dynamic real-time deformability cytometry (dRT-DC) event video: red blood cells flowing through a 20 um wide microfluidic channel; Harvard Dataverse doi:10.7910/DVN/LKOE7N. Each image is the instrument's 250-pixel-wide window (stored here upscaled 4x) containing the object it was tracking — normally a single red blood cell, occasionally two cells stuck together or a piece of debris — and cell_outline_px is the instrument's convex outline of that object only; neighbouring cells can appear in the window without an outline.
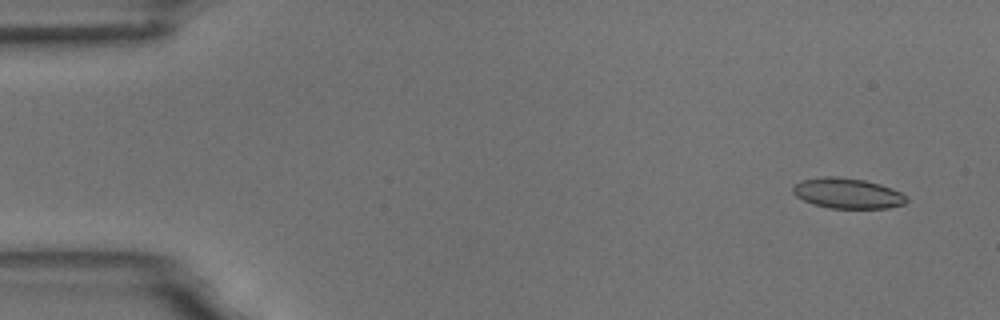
{"species": "common noctule bat (a hibernating species)", "species_latin": "Nyctalus noctula", "temperature_condition": "room temperature", "stored_images_in_passage": 9, "camera_frame_rate_fps": 3000, "um_per_image_px": 0.085, "animal": {"sex": "male", "body_mass_g": 18.8}, "frame": {"image": 1, "passage_image": 1, "time_ms": 0.0, "image_size_px": [1000, 320], "cell_outline_px": [[908, 200], [904, 204], [888, 208], [828, 208], [812, 204], [796, 196], [792, 192], [792, 188], [800, 180], [824, 176], [836, 176], [864, 180], [880, 184], [892, 188], [908, 196]], "centroid_in_image_um": [72.04, 16.43], "position_along_channel_um": 13.0, "area_um2": 20.23}}
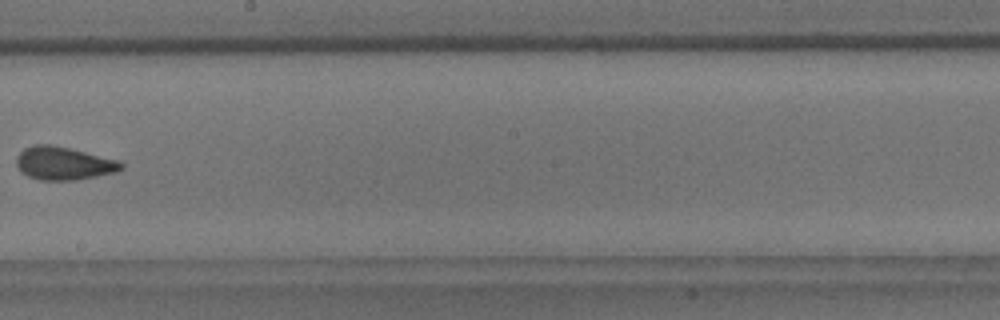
{"frame": {"image": 2, "passage_image": 9, "time_ms": 9.333, "image_size_px": [1000, 320], "cell_outline_px": [[124, 168], [116, 172], [76, 180], [40, 180], [28, 176], [20, 172], [16, 164], [16, 156], [24, 148], [32, 144], [52, 144], [120, 160], [124, 164]], "centroid_in_image_um": [5.4, 13.88], "position_along_channel_um": 242.8, "area_um2": 20.46}}